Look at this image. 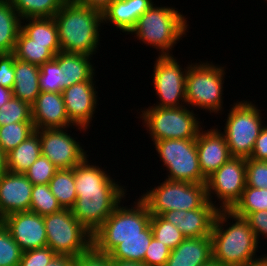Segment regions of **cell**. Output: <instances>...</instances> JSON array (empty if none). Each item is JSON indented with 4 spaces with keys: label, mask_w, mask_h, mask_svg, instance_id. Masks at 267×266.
Listing matches in <instances>:
<instances>
[{
    "label": "cell",
    "mask_w": 267,
    "mask_h": 266,
    "mask_svg": "<svg viewBox=\"0 0 267 266\" xmlns=\"http://www.w3.org/2000/svg\"><path fill=\"white\" fill-rule=\"evenodd\" d=\"M88 158L74 167L77 199L71 210L74 217L93 234L124 199L127 201L129 193L127 187L112 178L109 169L107 171Z\"/></svg>",
    "instance_id": "obj_1"
},
{
    "label": "cell",
    "mask_w": 267,
    "mask_h": 266,
    "mask_svg": "<svg viewBox=\"0 0 267 266\" xmlns=\"http://www.w3.org/2000/svg\"><path fill=\"white\" fill-rule=\"evenodd\" d=\"M211 239L213 260L222 265L245 266L260 257L256 254L259 243L248 221L230 210H218Z\"/></svg>",
    "instance_id": "obj_2"
},
{
    "label": "cell",
    "mask_w": 267,
    "mask_h": 266,
    "mask_svg": "<svg viewBox=\"0 0 267 266\" xmlns=\"http://www.w3.org/2000/svg\"><path fill=\"white\" fill-rule=\"evenodd\" d=\"M53 18L61 51L92 57L98 52L102 41L100 32L104 27L100 11L67 0Z\"/></svg>",
    "instance_id": "obj_3"
},
{
    "label": "cell",
    "mask_w": 267,
    "mask_h": 266,
    "mask_svg": "<svg viewBox=\"0 0 267 266\" xmlns=\"http://www.w3.org/2000/svg\"><path fill=\"white\" fill-rule=\"evenodd\" d=\"M174 6L153 4L140 16L129 33L142 44L159 51L158 56H171L172 50L189 33L188 17Z\"/></svg>",
    "instance_id": "obj_4"
},
{
    "label": "cell",
    "mask_w": 267,
    "mask_h": 266,
    "mask_svg": "<svg viewBox=\"0 0 267 266\" xmlns=\"http://www.w3.org/2000/svg\"><path fill=\"white\" fill-rule=\"evenodd\" d=\"M133 202L124 206L123 200L92 234V245L98 251L109 254L126 238L153 237L148 206L140 197Z\"/></svg>",
    "instance_id": "obj_5"
},
{
    "label": "cell",
    "mask_w": 267,
    "mask_h": 266,
    "mask_svg": "<svg viewBox=\"0 0 267 266\" xmlns=\"http://www.w3.org/2000/svg\"><path fill=\"white\" fill-rule=\"evenodd\" d=\"M226 67L210 61L194 62L188 67L186 75V105L193 110L222 115L224 111V81Z\"/></svg>",
    "instance_id": "obj_6"
},
{
    "label": "cell",
    "mask_w": 267,
    "mask_h": 266,
    "mask_svg": "<svg viewBox=\"0 0 267 266\" xmlns=\"http://www.w3.org/2000/svg\"><path fill=\"white\" fill-rule=\"evenodd\" d=\"M141 110L139 117L142 119L143 127L150 136V140L167 139H196L203 123L199 114L189 107H147ZM197 116V117H196ZM200 120V121H199ZM202 126V127H201Z\"/></svg>",
    "instance_id": "obj_7"
},
{
    "label": "cell",
    "mask_w": 267,
    "mask_h": 266,
    "mask_svg": "<svg viewBox=\"0 0 267 266\" xmlns=\"http://www.w3.org/2000/svg\"><path fill=\"white\" fill-rule=\"evenodd\" d=\"M230 106L225 127H222L224 131L221 132L226 138L231 156L249 158L266 117L263 119L262 109L249 99L237 100Z\"/></svg>",
    "instance_id": "obj_8"
},
{
    "label": "cell",
    "mask_w": 267,
    "mask_h": 266,
    "mask_svg": "<svg viewBox=\"0 0 267 266\" xmlns=\"http://www.w3.org/2000/svg\"><path fill=\"white\" fill-rule=\"evenodd\" d=\"M159 184L139 195L148 206L151 215H162L172 210L198 209L207 201L205 183L173 181L165 178Z\"/></svg>",
    "instance_id": "obj_9"
},
{
    "label": "cell",
    "mask_w": 267,
    "mask_h": 266,
    "mask_svg": "<svg viewBox=\"0 0 267 266\" xmlns=\"http://www.w3.org/2000/svg\"><path fill=\"white\" fill-rule=\"evenodd\" d=\"M159 161L167 171L166 179L190 183H206L199 164L196 139H167L153 143Z\"/></svg>",
    "instance_id": "obj_10"
},
{
    "label": "cell",
    "mask_w": 267,
    "mask_h": 266,
    "mask_svg": "<svg viewBox=\"0 0 267 266\" xmlns=\"http://www.w3.org/2000/svg\"><path fill=\"white\" fill-rule=\"evenodd\" d=\"M47 246L56 254L79 256L92 245V234L74 217L61 209L44 216Z\"/></svg>",
    "instance_id": "obj_11"
},
{
    "label": "cell",
    "mask_w": 267,
    "mask_h": 266,
    "mask_svg": "<svg viewBox=\"0 0 267 266\" xmlns=\"http://www.w3.org/2000/svg\"><path fill=\"white\" fill-rule=\"evenodd\" d=\"M178 58L171 56H156L151 78L158 101L149 107H182L186 106V75L188 63L184 68L179 64Z\"/></svg>",
    "instance_id": "obj_12"
},
{
    "label": "cell",
    "mask_w": 267,
    "mask_h": 266,
    "mask_svg": "<svg viewBox=\"0 0 267 266\" xmlns=\"http://www.w3.org/2000/svg\"><path fill=\"white\" fill-rule=\"evenodd\" d=\"M205 184L207 200L219 210H230L246 187V158L231 156L206 179ZM213 197L219 202L213 201Z\"/></svg>",
    "instance_id": "obj_13"
},
{
    "label": "cell",
    "mask_w": 267,
    "mask_h": 266,
    "mask_svg": "<svg viewBox=\"0 0 267 266\" xmlns=\"http://www.w3.org/2000/svg\"><path fill=\"white\" fill-rule=\"evenodd\" d=\"M68 129L71 128L36 130L40 135L42 155L48 158L58 169L74 168L87 156H90V154H87L88 150H85L78 138L68 133L70 131Z\"/></svg>",
    "instance_id": "obj_14"
},
{
    "label": "cell",
    "mask_w": 267,
    "mask_h": 266,
    "mask_svg": "<svg viewBox=\"0 0 267 266\" xmlns=\"http://www.w3.org/2000/svg\"><path fill=\"white\" fill-rule=\"evenodd\" d=\"M96 88V81H85L62 90L66 113L74 125L90 129L99 105Z\"/></svg>",
    "instance_id": "obj_15"
},
{
    "label": "cell",
    "mask_w": 267,
    "mask_h": 266,
    "mask_svg": "<svg viewBox=\"0 0 267 266\" xmlns=\"http://www.w3.org/2000/svg\"><path fill=\"white\" fill-rule=\"evenodd\" d=\"M0 222L10 232L23 252L47 246L44 216L31 211H23L9 214Z\"/></svg>",
    "instance_id": "obj_16"
},
{
    "label": "cell",
    "mask_w": 267,
    "mask_h": 266,
    "mask_svg": "<svg viewBox=\"0 0 267 266\" xmlns=\"http://www.w3.org/2000/svg\"><path fill=\"white\" fill-rule=\"evenodd\" d=\"M31 109L35 130L71 127L81 133H89L87 129L76 126L69 120L62 93L40 92Z\"/></svg>",
    "instance_id": "obj_17"
},
{
    "label": "cell",
    "mask_w": 267,
    "mask_h": 266,
    "mask_svg": "<svg viewBox=\"0 0 267 266\" xmlns=\"http://www.w3.org/2000/svg\"><path fill=\"white\" fill-rule=\"evenodd\" d=\"M218 126L209 130L203 126L196 138L200 169L206 178L231 158L226 138Z\"/></svg>",
    "instance_id": "obj_18"
},
{
    "label": "cell",
    "mask_w": 267,
    "mask_h": 266,
    "mask_svg": "<svg viewBox=\"0 0 267 266\" xmlns=\"http://www.w3.org/2000/svg\"><path fill=\"white\" fill-rule=\"evenodd\" d=\"M218 208L206 201L200 208L189 211L172 210L161 216L176 226L186 238L211 236Z\"/></svg>",
    "instance_id": "obj_19"
},
{
    "label": "cell",
    "mask_w": 267,
    "mask_h": 266,
    "mask_svg": "<svg viewBox=\"0 0 267 266\" xmlns=\"http://www.w3.org/2000/svg\"><path fill=\"white\" fill-rule=\"evenodd\" d=\"M33 184L25 174L7 171L0 177V220L30 210Z\"/></svg>",
    "instance_id": "obj_20"
},
{
    "label": "cell",
    "mask_w": 267,
    "mask_h": 266,
    "mask_svg": "<svg viewBox=\"0 0 267 266\" xmlns=\"http://www.w3.org/2000/svg\"><path fill=\"white\" fill-rule=\"evenodd\" d=\"M153 4L154 0H114L102 12L103 25L112 24L117 31L120 30L127 35L134 28L138 18Z\"/></svg>",
    "instance_id": "obj_21"
},
{
    "label": "cell",
    "mask_w": 267,
    "mask_h": 266,
    "mask_svg": "<svg viewBox=\"0 0 267 266\" xmlns=\"http://www.w3.org/2000/svg\"><path fill=\"white\" fill-rule=\"evenodd\" d=\"M212 259L211 236L185 238L171 250L165 266H202Z\"/></svg>",
    "instance_id": "obj_22"
},
{
    "label": "cell",
    "mask_w": 267,
    "mask_h": 266,
    "mask_svg": "<svg viewBox=\"0 0 267 266\" xmlns=\"http://www.w3.org/2000/svg\"><path fill=\"white\" fill-rule=\"evenodd\" d=\"M93 58V59H92ZM54 59L64 74V89L79 82L95 81L94 57L80 53L58 52Z\"/></svg>",
    "instance_id": "obj_23"
},
{
    "label": "cell",
    "mask_w": 267,
    "mask_h": 266,
    "mask_svg": "<svg viewBox=\"0 0 267 266\" xmlns=\"http://www.w3.org/2000/svg\"><path fill=\"white\" fill-rule=\"evenodd\" d=\"M12 96L32 105L40 94V66L15 58Z\"/></svg>",
    "instance_id": "obj_24"
},
{
    "label": "cell",
    "mask_w": 267,
    "mask_h": 266,
    "mask_svg": "<svg viewBox=\"0 0 267 266\" xmlns=\"http://www.w3.org/2000/svg\"><path fill=\"white\" fill-rule=\"evenodd\" d=\"M21 30L32 39V43L48 44V50L54 56L61 51L58 28L53 17L22 19Z\"/></svg>",
    "instance_id": "obj_25"
},
{
    "label": "cell",
    "mask_w": 267,
    "mask_h": 266,
    "mask_svg": "<svg viewBox=\"0 0 267 266\" xmlns=\"http://www.w3.org/2000/svg\"><path fill=\"white\" fill-rule=\"evenodd\" d=\"M41 154L40 135L35 130L25 141L6 154L7 169L12 173L24 174Z\"/></svg>",
    "instance_id": "obj_26"
},
{
    "label": "cell",
    "mask_w": 267,
    "mask_h": 266,
    "mask_svg": "<svg viewBox=\"0 0 267 266\" xmlns=\"http://www.w3.org/2000/svg\"><path fill=\"white\" fill-rule=\"evenodd\" d=\"M21 21L9 0L0 1V54L14 52Z\"/></svg>",
    "instance_id": "obj_27"
},
{
    "label": "cell",
    "mask_w": 267,
    "mask_h": 266,
    "mask_svg": "<svg viewBox=\"0 0 267 266\" xmlns=\"http://www.w3.org/2000/svg\"><path fill=\"white\" fill-rule=\"evenodd\" d=\"M62 209H72L77 199L74 168L58 169L48 183Z\"/></svg>",
    "instance_id": "obj_28"
},
{
    "label": "cell",
    "mask_w": 267,
    "mask_h": 266,
    "mask_svg": "<svg viewBox=\"0 0 267 266\" xmlns=\"http://www.w3.org/2000/svg\"><path fill=\"white\" fill-rule=\"evenodd\" d=\"M13 53L17 59L38 66L54 58V55L48 50V44L32 43V39L22 30L19 32Z\"/></svg>",
    "instance_id": "obj_29"
},
{
    "label": "cell",
    "mask_w": 267,
    "mask_h": 266,
    "mask_svg": "<svg viewBox=\"0 0 267 266\" xmlns=\"http://www.w3.org/2000/svg\"><path fill=\"white\" fill-rule=\"evenodd\" d=\"M67 0H9L21 19L54 17Z\"/></svg>",
    "instance_id": "obj_30"
},
{
    "label": "cell",
    "mask_w": 267,
    "mask_h": 266,
    "mask_svg": "<svg viewBox=\"0 0 267 266\" xmlns=\"http://www.w3.org/2000/svg\"><path fill=\"white\" fill-rule=\"evenodd\" d=\"M267 210V188L247 186L241 198L230 209L235 215L245 218L249 213Z\"/></svg>",
    "instance_id": "obj_31"
},
{
    "label": "cell",
    "mask_w": 267,
    "mask_h": 266,
    "mask_svg": "<svg viewBox=\"0 0 267 266\" xmlns=\"http://www.w3.org/2000/svg\"><path fill=\"white\" fill-rule=\"evenodd\" d=\"M152 237H131L123 240L110 253L111 259L131 260L144 263V256Z\"/></svg>",
    "instance_id": "obj_32"
},
{
    "label": "cell",
    "mask_w": 267,
    "mask_h": 266,
    "mask_svg": "<svg viewBox=\"0 0 267 266\" xmlns=\"http://www.w3.org/2000/svg\"><path fill=\"white\" fill-rule=\"evenodd\" d=\"M35 131L33 122L10 123L0 126V148L7 154Z\"/></svg>",
    "instance_id": "obj_33"
},
{
    "label": "cell",
    "mask_w": 267,
    "mask_h": 266,
    "mask_svg": "<svg viewBox=\"0 0 267 266\" xmlns=\"http://www.w3.org/2000/svg\"><path fill=\"white\" fill-rule=\"evenodd\" d=\"M62 209L48 184L33 185L30 210L40 216H46Z\"/></svg>",
    "instance_id": "obj_34"
},
{
    "label": "cell",
    "mask_w": 267,
    "mask_h": 266,
    "mask_svg": "<svg viewBox=\"0 0 267 266\" xmlns=\"http://www.w3.org/2000/svg\"><path fill=\"white\" fill-rule=\"evenodd\" d=\"M150 226L153 237L171 250L175 249L186 238L176 226L165 220L161 215H151Z\"/></svg>",
    "instance_id": "obj_35"
},
{
    "label": "cell",
    "mask_w": 267,
    "mask_h": 266,
    "mask_svg": "<svg viewBox=\"0 0 267 266\" xmlns=\"http://www.w3.org/2000/svg\"><path fill=\"white\" fill-rule=\"evenodd\" d=\"M18 122H33L32 109L29 103L12 96L0 107V126Z\"/></svg>",
    "instance_id": "obj_36"
},
{
    "label": "cell",
    "mask_w": 267,
    "mask_h": 266,
    "mask_svg": "<svg viewBox=\"0 0 267 266\" xmlns=\"http://www.w3.org/2000/svg\"><path fill=\"white\" fill-rule=\"evenodd\" d=\"M39 86L40 92L62 93L64 74L54 58L40 66Z\"/></svg>",
    "instance_id": "obj_37"
},
{
    "label": "cell",
    "mask_w": 267,
    "mask_h": 266,
    "mask_svg": "<svg viewBox=\"0 0 267 266\" xmlns=\"http://www.w3.org/2000/svg\"><path fill=\"white\" fill-rule=\"evenodd\" d=\"M22 249L0 222V266H19Z\"/></svg>",
    "instance_id": "obj_38"
},
{
    "label": "cell",
    "mask_w": 267,
    "mask_h": 266,
    "mask_svg": "<svg viewBox=\"0 0 267 266\" xmlns=\"http://www.w3.org/2000/svg\"><path fill=\"white\" fill-rule=\"evenodd\" d=\"M57 170L58 168L41 154L24 174L33 185L48 184Z\"/></svg>",
    "instance_id": "obj_39"
},
{
    "label": "cell",
    "mask_w": 267,
    "mask_h": 266,
    "mask_svg": "<svg viewBox=\"0 0 267 266\" xmlns=\"http://www.w3.org/2000/svg\"><path fill=\"white\" fill-rule=\"evenodd\" d=\"M246 185L254 188H267V161L246 158Z\"/></svg>",
    "instance_id": "obj_40"
},
{
    "label": "cell",
    "mask_w": 267,
    "mask_h": 266,
    "mask_svg": "<svg viewBox=\"0 0 267 266\" xmlns=\"http://www.w3.org/2000/svg\"><path fill=\"white\" fill-rule=\"evenodd\" d=\"M170 252L171 249L168 246L152 237L144 256V264L147 266H165Z\"/></svg>",
    "instance_id": "obj_41"
},
{
    "label": "cell",
    "mask_w": 267,
    "mask_h": 266,
    "mask_svg": "<svg viewBox=\"0 0 267 266\" xmlns=\"http://www.w3.org/2000/svg\"><path fill=\"white\" fill-rule=\"evenodd\" d=\"M57 254L48 246L22 253L19 266H46Z\"/></svg>",
    "instance_id": "obj_42"
},
{
    "label": "cell",
    "mask_w": 267,
    "mask_h": 266,
    "mask_svg": "<svg viewBox=\"0 0 267 266\" xmlns=\"http://www.w3.org/2000/svg\"><path fill=\"white\" fill-rule=\"evenodd\" d=\"M75 266H112L111 257L91 245L85 252L75 258Z\"/></svg>",
    "instance_id": "obj_43"
},
{
    "label": "cell",
    "mask_w": 267,
    "mask_h": 266,
    "mask_svg": "<svg viewBox=\"0 0 267 266\" xmlns=\"http://www.w3.org/2000/svg\"><path fill=\"white\" fill-rule=\"evenodd\" d=\"M15 54H0V86L12 90L15 82L14 63Z\"/></svg>",
    "instance_id": "obj_44"
},
{
    "label": "cell",
    "mask_w": 267,
    "mask_h": 266,
    "mask_svg": "<svg viewBox=\"0 0 267 266\" xmlns=\"http://www.w3.org/2000/svg\"><path fill=\"white\" fill-rule=\"evenodd\" d=\"M245 219L252 228L258 243H261L259 241L261 236L267 238V210L249 213Z\"/></svg>",
    "instance_id": "obj_45"
},
{
    "label": "cell",
    "mask_w": 267,
    "mask_h": 266,
    "mask_svg": "<svg viewBox=\"0 0 267 266\" xmlns=\"http://www.w3.org/2000/svg\"><path fill=\"white\" fill-rule=\"evenodd\" d=\"M249 158L252 160L267 161V124L264 125L257 137L252 154Z\"/></svg>",
    "instance_id": "obj_46"
},
{
    "label": "cell",
    "mask_w": 267,
    "mask_h": 266,
    "mask_svg": "<svg viewBox=\"0 0 267 266\" xmlns=\"http://www.w3.org/2000/svg\"><path fill=\"white\" fill-rule=\"evenodd\" d=\"M80 5L95 9L101 13L114 1V0H75Z\"/></svg>",
    "instance_id": "obj_47"
},
{
    "label": "cell",
    "mask_w": 267,
    "mask_h": 266,
    "mask_svg": "<svg viewBox=\"0 0 267 266\" xmlns=\"http://www.w3.org/2000/svg\"><path fill=\"white\" fill-rule=\"evenodd\" d=\"M75 258L72 255L57 254L46 266H75Z\"/></svg>",
    "instance_id": "obj_48"
},
{
    "label": "cell",
    "mask_w": 267,
    "mask_h": 266,
    "mask_svg": "<svg viewBox=\"0 0 267 266\" xmlns=\"http://www.w3.org/2000/svg\"><path fill=\"white\" fill-rule=\"evenodd\" d=\"M111 264L112 266H147L142 262L119 259H111Z\"/></svg>",
    "instance_id": "obj_49"
},
{
    "label": "cell",
    "mask_w": 267,
    "mask_h": 266,
    "mask_svg": "<svg viewBox=\"0 0 267 266\" xmlns=\"http://www.w3.org/2000/svg\"><path fill=\"white\" fill-rule=\"evenodd\" d=\"M12 97V90L0 86V107Z\"/></svg>",
    "instance_id": "obj_50"
},
{
    "label": "cell",
    "mask_w": 267,
    "mask_h": 266,
    "mask_svg": "<svg viewBox=\"0 0 267 266\" xmlns=\"http://www.w3.org/2000/svg\"><path fill=\"white\" fill-rule=\"evenodd\" d=\"M8 171L6 153L0 148V177Z\"/></svg>",
    "instance_id": "obj_51"
},
{
    "label": "cell",
    "mask_w": 267,
    "mask_h": 266,
    "mask_svg": "<svg viewBox=\"0 0 267 266\" xmlns=\"http://www.w3.org/2000/svg\"><path fill=\"white\" fill-rule=\"evenodd\" d=\"M245 266H267V254L264 253V255H260L259 258L252 260Z\"/></svg>",
    "instance_id": "obj_52"
},
{
    "label": "cell",
    "mask_w": 267,
    "mask_h": 266,
    "mask_svg": "<svg viewBox=\"0 0 267 266\" xmlns=\"http://www.w3.org/2000/svg\"><path fill=\"white\" fill-rule=\"evenodd\" d=\"M202 266H225V265H222L220 262H217V261L212 259L207 264H204Z\"/></svg>",
    "instance_id": "obj_53"
}]
</instances>
